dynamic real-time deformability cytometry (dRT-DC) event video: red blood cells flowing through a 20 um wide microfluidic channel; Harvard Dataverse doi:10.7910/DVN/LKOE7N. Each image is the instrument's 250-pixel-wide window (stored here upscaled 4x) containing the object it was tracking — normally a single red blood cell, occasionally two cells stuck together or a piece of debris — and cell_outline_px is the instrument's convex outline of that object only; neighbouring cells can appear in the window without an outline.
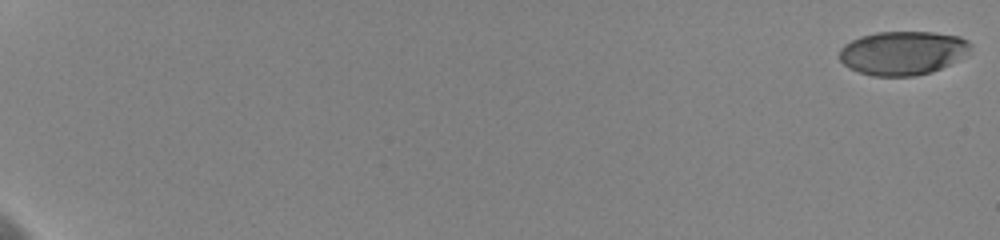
{"species": "human", "species_latin": "Homo sapiens", "temperature_condition": "cold", "stored_images_in_passage": 11, "camera_frame_rate_fps": 3000, "um_per_image_px": 0.085, "donor": {"sex": "female"}, "frame": {"image": 1, "passage_image": 1, "time_ms": 0.0, "image_size_px": [1000, 240], "cell_outline_px": [[972, 44], [968, 52], [956, 60], [932, 72], [916, 76], [872, 76], [848, 68], [840, 60], [840, 48], [844, 44], [860, 36], [876, 32], [932, 32], [960, 36], [968, 40]], "centroid_in_image_um": [76.71, 4.49], "position_along_channel_um": 8.3, "area_um2": 33.47}}
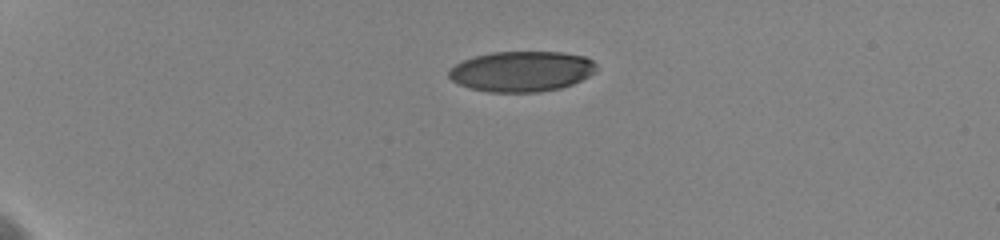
{"frame": {"image": 2, "passage_image": 7, "time_ms": 5.333, "image_size_px": [1000, 240], "cell_outline_px": [[596, 72], [572, 84], [560, 88], [536, 92], [488, 92], [468, 88], [452, 80], [448, 76], [448, 72], [456, 64], [464, 60], [476, 56], [492, 52], [564, 52], [584, 56], [592, 60], [596, 64]], "centroid_in_image_um": [44.35, 6.06], "position_along_channel_um": 40.7, "area_um2": 34.68}}
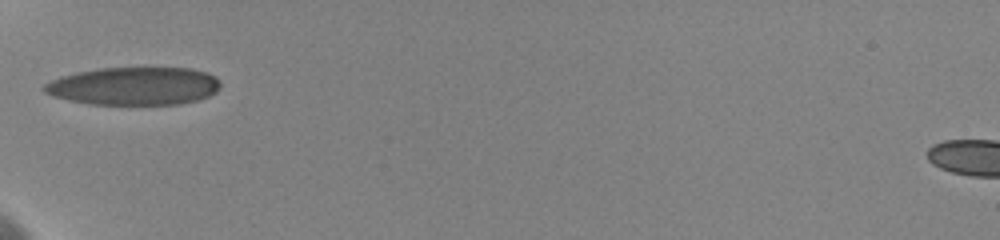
{"frame": {"image": 3, "passage_image": 10, "time_ms": 8.0, "image_size_px": [1000, 240], "cell_outline_px": [[220, 88], [216, 92], [208, 96], [196, 100], [180, 104], [92, 104], [52, 96], [44, 92], [40, 88], [44, 84], [60, 76], [100, 68], [192, 68], [208, 72], [216, 76], [220, 80]], "centroid_in_image_um": [11.43, 7.31], "position_along_channel_um": 73.6, "area_um2": 39.02}}